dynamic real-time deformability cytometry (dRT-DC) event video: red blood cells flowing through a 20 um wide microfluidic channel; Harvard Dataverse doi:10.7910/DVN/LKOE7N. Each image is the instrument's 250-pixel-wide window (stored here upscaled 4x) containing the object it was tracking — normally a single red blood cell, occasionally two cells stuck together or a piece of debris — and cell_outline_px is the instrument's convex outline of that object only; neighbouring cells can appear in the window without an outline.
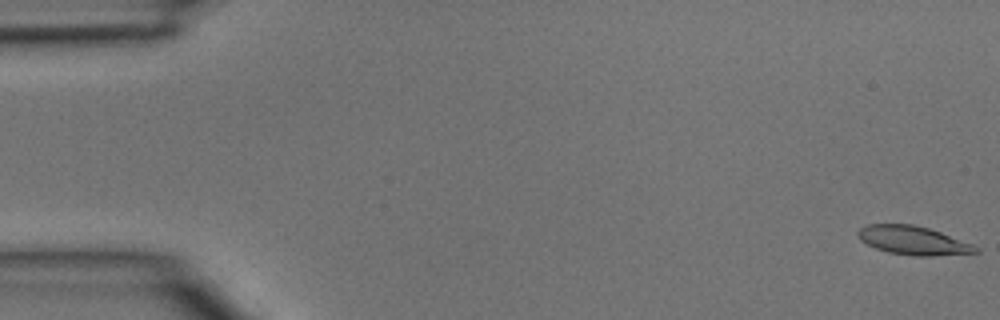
{"species": "common noctule bat (a hibernating species)", "species_latin": "Nyctalus noctula", "temperature_condition": "room temperature", "stored_images_in_passage": 43, "camera_frame_rate_fps": 3000, "um_per_image_px": 0.085, "animal": {"sex": "male", "body_mass_g": 15.6}, "frame": {"image": 1, "passage_image": 1, "time_ms": 0.0, "image_size_px": [1000, 320], "cell_outline_px": [[980, 252], [928, 256], [916, 256], [888, 252], [876, 248], [860, 240], [856, 236], [856, 232], [860, 228], [868, 224], [912, 224], [928, 228], [940, 232], [972, 244], [980, 248]], "centroid_in_image_um": [77.59, 20.43], "position_along_channel_um": 7.4, "area_um2": 19.54}}
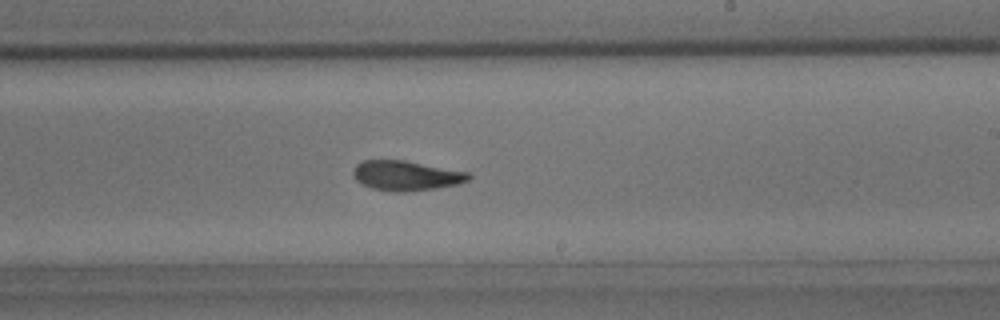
{"frame": {"image": 2, "passage_image": 27, "time_ms": 8.667, "image_size_px": [1000, 320], "cell_outline_px": [[472, 176], [468, 180], [460, 184], [436, 188], [408, 192], [396, 192], [372, 188], [356, 180], [352, 176], [352, 172], [356, 164], [364, 160], [404, 160], [468, 172]], "centroid_in_image_um": [34.52, 14.93], "position_along_channel_um": 254.5, "area_um2": 20.11}}
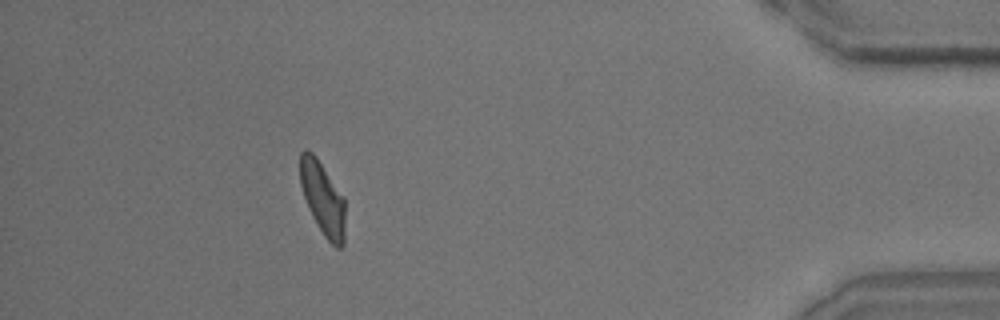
{"frame": {"image": 3, "passage_image": 41, "time_ms": 13.333, "image_size_px": [1000, 320], "cell_outline_px": [[344, 244], [340, 248], [336, 248], [324, 236], [312, 216], [308, 208], [300, 184], [300, 152], [304, 148], [312, 152], [316, 156], [344, 196]], "centroid_in_image_um": [27.42, 16.84], "position_along_channel_um": 407.8, "area_um2": 19.25}}